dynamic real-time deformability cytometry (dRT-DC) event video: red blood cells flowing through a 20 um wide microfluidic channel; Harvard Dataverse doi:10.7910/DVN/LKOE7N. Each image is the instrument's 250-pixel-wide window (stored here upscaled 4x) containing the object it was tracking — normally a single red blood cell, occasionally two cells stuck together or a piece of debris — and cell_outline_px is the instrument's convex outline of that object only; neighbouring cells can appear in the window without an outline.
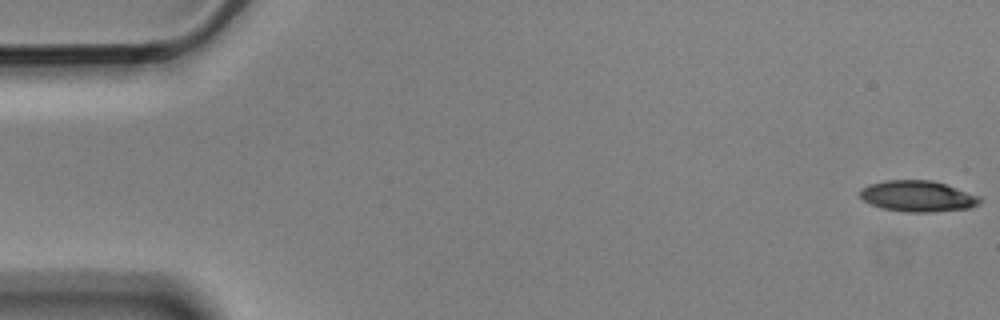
{"species": "Egyptian fruit bat (a non-hibernating species)", "species_latin": "Rousettus aegyptiacus", "temperature_condition": "cold", "stored_images_in_passage": 5, "segment_of_instrument_passage": [2, 2], "camera_frame_rate_fps": 3000, "um_per_image_px": 0.085, "animal": {"sex": "male"}, "frame": {"image": 1, "passage_image": 5, "time_ms": 1.333, "image_size_px": [1000, 320], "cell_outline_px": [[980, 204], [972, 208], [928, 212], [908, 212], [880, 208], [864, 200], [860, 196], [860, 188], [884, 180], [932, 180], [980, 196]], "centroid_in_image_um": [78.01, 16.68], "position_along_channel_um": 7.0, "area_um2": 21.56}}